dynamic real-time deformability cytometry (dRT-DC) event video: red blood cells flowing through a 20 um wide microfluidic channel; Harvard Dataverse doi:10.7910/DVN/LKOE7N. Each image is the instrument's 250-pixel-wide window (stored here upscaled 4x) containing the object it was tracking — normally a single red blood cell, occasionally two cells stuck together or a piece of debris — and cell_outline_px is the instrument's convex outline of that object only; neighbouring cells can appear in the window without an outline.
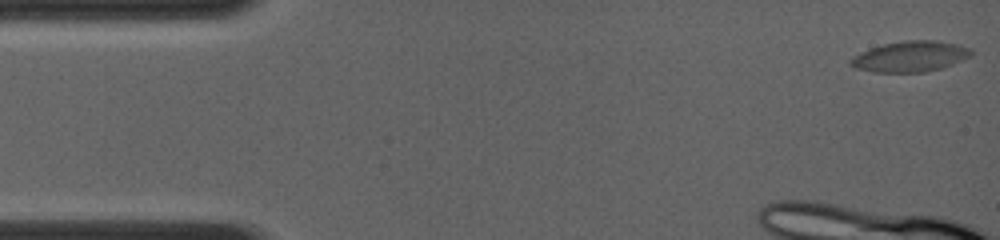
{"species": "common noctule bat (a hibernating species)", "species_latin": "Nyctalus noctula", "temperature_condition": "room temperature", "stored_images_in_passage": 7, "camera_frame_rate_fps": 4000, "um_per_image_px": 0.085, "animal": {"sex": "female", "body_mass_g": 19.0, "forearm_length_mm": 56.7}, "frame": {"image": 1, "passage_image": 1, "time_ms": 0.0, "image_size_px": [1000, 240], "cell_outline_px": [[972, 52], [968, 56], [952, 64], [940, 68], [924, 72], [876, 72], [856, 68], [848, 64], [848, 60], [852, 56], [860, 52], [884, 44], [904, 40], [936, 40], [960, 44], [972, 48]], "centroid_in_image_um": [77.35, 4.79], "position_along_channel_um": 7.7, "area_um2": 21.5}}